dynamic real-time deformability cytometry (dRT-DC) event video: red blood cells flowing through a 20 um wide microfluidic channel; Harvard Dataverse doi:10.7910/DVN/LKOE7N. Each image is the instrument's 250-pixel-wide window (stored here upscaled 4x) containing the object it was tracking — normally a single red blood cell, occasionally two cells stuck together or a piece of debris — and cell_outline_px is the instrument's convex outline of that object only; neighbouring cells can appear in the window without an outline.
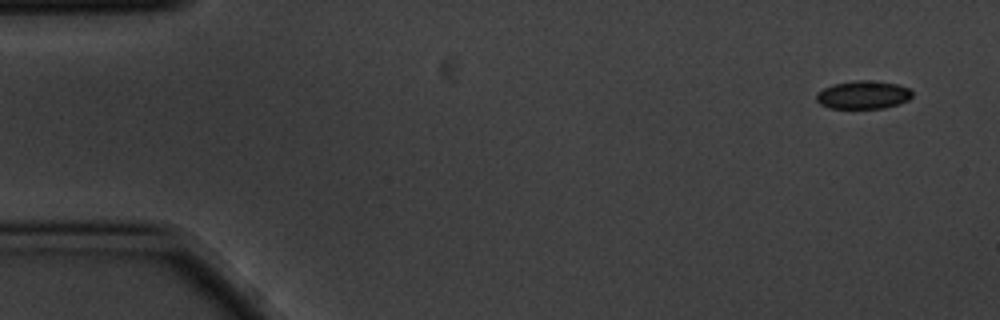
{"species": "common noctule bat (a hibernating species)", "species_latin": "Nyctalus noctula", "temperature_condition": "cold", "stored_images_in_passage": 6, "camera_frame_rate_fps": 3000, "um_per_image_px": 0.085, "animal": {"sex": "male", "body_mass_g": 20.1, "forearm_length_mm": 53.5}, "frame": {"image": 1, "passage_image": 1, "time_ms": 0.0, "image_size_px": [1000, 320], "cell_outline_px": [[912, 96], [908, 100], [884, 108], [828, 108], [820, 104], [816, 100], [816, 92], [832, 84], [856, 80], [868, 80], [896, 84], [908, 88], [912, 92]], "centroid_in_image_um": [73.32, 8.06], "position_along_channel_um": 11.7, "area_um2": 15.66}}
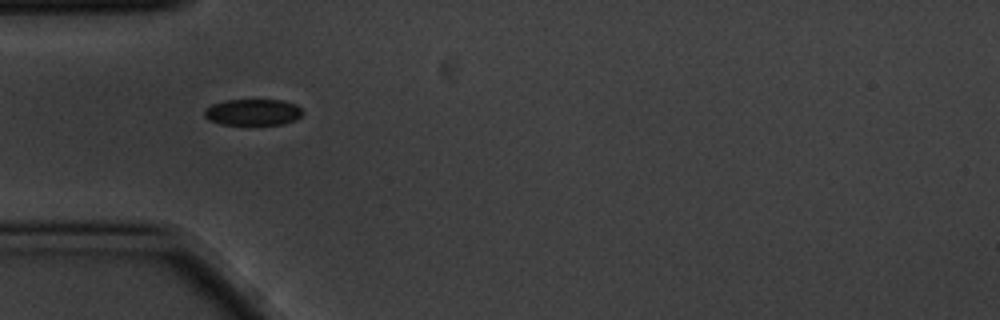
{"frame": {"image": 2, "passage_image": 5, "time_ms": 1.333, "image_size_px": [1000, 320], "cell_outline_px": [[304, 112], [296, 120], [284, 124], [220, 124], [208, 120], [204, 116], [204, 108], [212, 104], [224, 100], [284, 100], [296, 104]], "centroid_in_image_um": [21.49, 9.53], "position_along_channel_um": 63.5, "area_um2": 15.2}}